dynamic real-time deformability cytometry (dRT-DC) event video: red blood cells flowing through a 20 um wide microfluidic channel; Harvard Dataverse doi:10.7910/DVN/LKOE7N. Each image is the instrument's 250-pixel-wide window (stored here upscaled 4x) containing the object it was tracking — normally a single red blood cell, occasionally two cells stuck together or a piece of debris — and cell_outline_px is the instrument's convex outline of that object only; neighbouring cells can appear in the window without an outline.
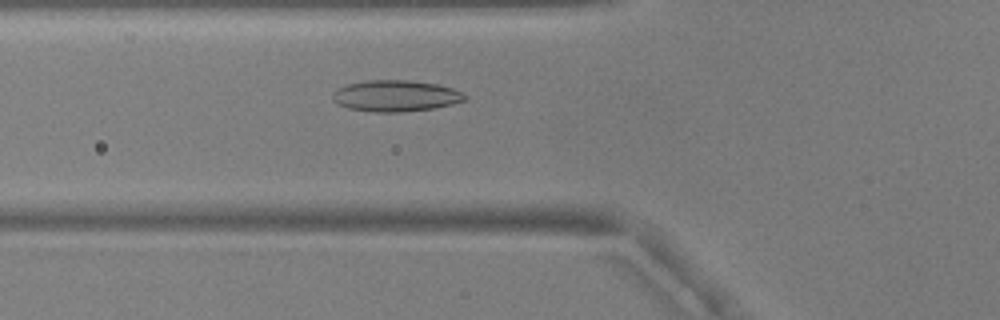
{"species": "common noctule bat (a hibernating species)", "species_latin": "Nyctalus noctula", "temperature_condition": "warm", "stored_images_in_passage": 25, "camera_frame_rate_fps": 3000, "um_per_image_px": 0.085, "animal": {"sex": "male", "body_mass_g": 17.9, "forearm_length_mm": 54.2}, "frame": {"image": 1, "passage_image": 9, "time_ms": 2.667, "image_size_px": [1000, 320], "cell_outline_px": [[468, 96], [464, 100], [452, 104], [432, 108], [400, 112], [372, 112], [348, 108], [336, 104], [332, 100], [332, 92], [336, 88], [348, 84], [368, 80], [408, 80], [436, 84], [452, 88], [464, 92]], "centroid_in_image_um": [33.59, 8.15], "position_along_channel_um": 92.2, "area_um2": 24.22}}
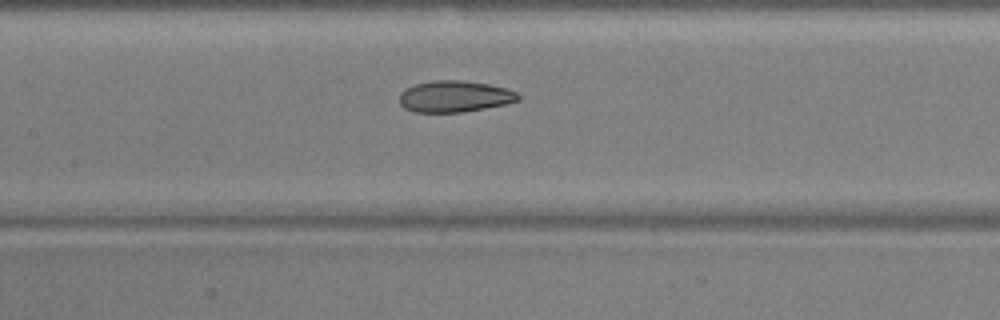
{"frame": {"image": 2, "passage_image": 15, "time_ms": 4.667, "image_size_px": [1000, 320], "cell_outline_px": [[520, 100], [504, 104], [464, 112], [412, 112], [404, 108], [400, 104], [400, 92], [416, 84], [432, 80], [464, 80], [488, 84], [508, 88], [516, 92], [520, 96]], "centroid_in_image_um": [38.65, 8.19], "position_along_channel_um": 168.8, "area_um2": 21.79}}
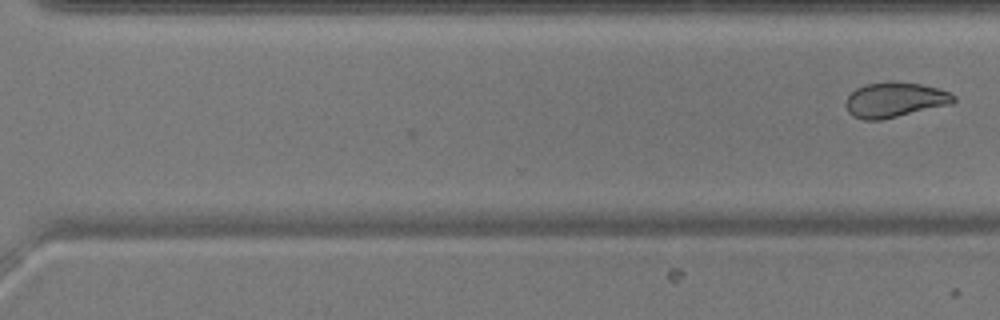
{"frame": {"image": 3, "passage_image": 25, "time_ms": 8.0, "image_size_px": [1000, 320], "cell_outline_px": [[956, 100], [952, 104], [880, 120], [864, 120], [852, 116], [848, 112], [844, 104], [844, 100], [856, 88], [868, 84], [920, 84], [936, 88], [948, 92], [956, 96]], "centroid_in_image_um": [76.03, 8.53], "position_along_channel_um": 294.6, "area_um2": 21.39}}